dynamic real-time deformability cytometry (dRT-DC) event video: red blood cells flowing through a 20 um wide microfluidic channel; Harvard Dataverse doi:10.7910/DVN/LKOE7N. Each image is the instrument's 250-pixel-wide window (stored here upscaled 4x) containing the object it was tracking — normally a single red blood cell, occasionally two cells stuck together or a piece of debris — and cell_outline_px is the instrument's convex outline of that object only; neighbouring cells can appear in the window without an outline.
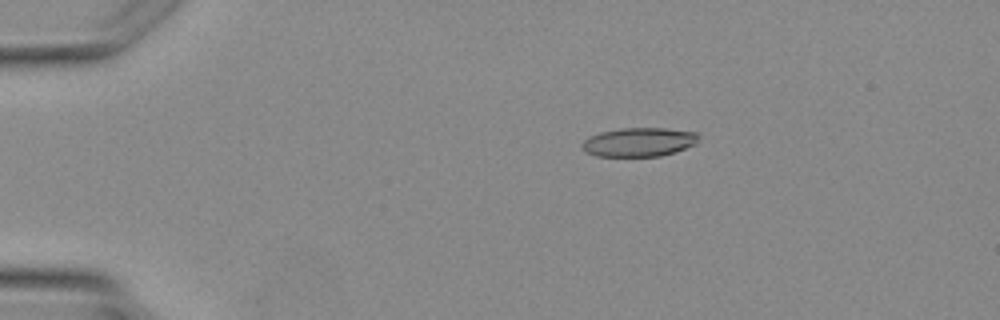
{"species": "Egyptian fruit bat (a non-hibernating species)", "species_latin": "Rousettus aegyptiacus", "temperature_condition": "warm", "stored_images_in_passage": 4, "camera_frame_rate_fps": 3000, "um_per_image_px": 0.085, "animal": {"sex": "female"}, "frame": {"image": 1, "passage_image": 3, "time_ms": 2.667, "image_size_px": [1000, 320], "cell_outline_px": [[700, 136], [696, 144], [676, 152], [660, 156], [596, 156], [580, 148], [580, 144], [588, 136], [600, 132], [620, 128], [668, 128], [696, 132]], "centroid_in_image_um": [54.32, 12.07], "position_along_channel_um": 30.7, "area_um2": 19.88}}